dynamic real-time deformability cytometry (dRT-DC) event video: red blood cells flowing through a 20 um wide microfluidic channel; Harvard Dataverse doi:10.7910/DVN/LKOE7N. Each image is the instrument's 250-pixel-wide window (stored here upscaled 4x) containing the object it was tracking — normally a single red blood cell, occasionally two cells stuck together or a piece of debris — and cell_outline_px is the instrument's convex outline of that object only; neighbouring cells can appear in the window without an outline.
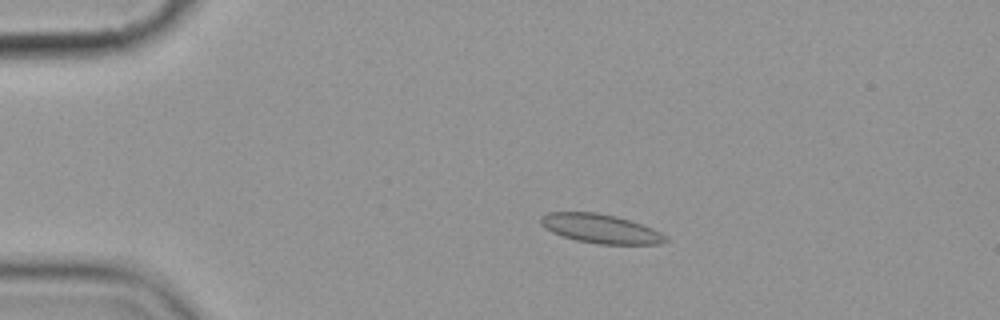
{"species": "common noctule bat (a hibernating species)", "species_latin": "Nyctalus noctula", "temperature_condition": "cold", "stored_images_in_passage": 5, "camera_frame_rate_fps": 3000, "um_per_image_px": 0.085, "animal": {"sex": "female", "body_mass_g": 19.9}, "frame": {"image": 1, "passage_image": 3, "time_ms": 2.333, "image_size_px": [1000, 320], "cell_outline_px": [[668, 240], [660, 244], [596, 244], [576, 240], [552, 232], [544, 228], [540, 224], [540, 216], [548, 212], [596, 212], [616, 216], [652, 228], [668, 236]], "centroid_in_image_um": [51.03, 19.43], "position_along_channel_um": 34.0, "area_um2": 21.15}}
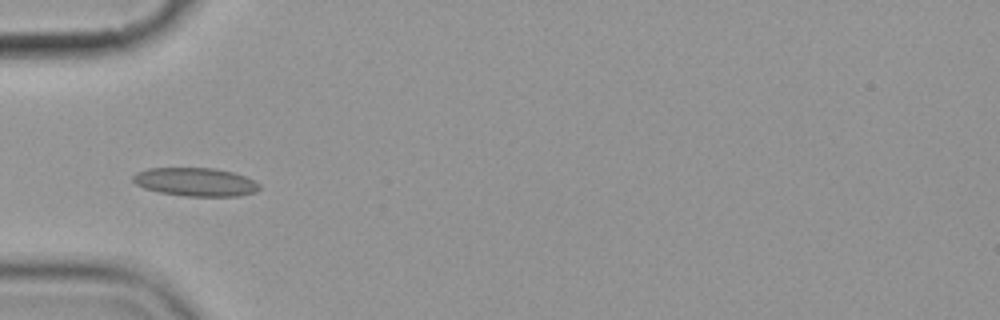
{"frame": {"image": 2, "passage_image": 5, "time_ms": 4.667, "image_size_px": [1000, 320], "cell_outline_px": [[260, 188], [256, 192], [240, 196], [184, 196], [160, 192], [144, 188], [136, 184], [132, 180], [132, 176], [136, 172], [148, 168], [212, 168], [232, 172], [244, 176], [260, 184]], "centroid_in_image_um": [16.6, 15.47], "position_along_channel_um": 68.4, "area_um2": 20.92}}